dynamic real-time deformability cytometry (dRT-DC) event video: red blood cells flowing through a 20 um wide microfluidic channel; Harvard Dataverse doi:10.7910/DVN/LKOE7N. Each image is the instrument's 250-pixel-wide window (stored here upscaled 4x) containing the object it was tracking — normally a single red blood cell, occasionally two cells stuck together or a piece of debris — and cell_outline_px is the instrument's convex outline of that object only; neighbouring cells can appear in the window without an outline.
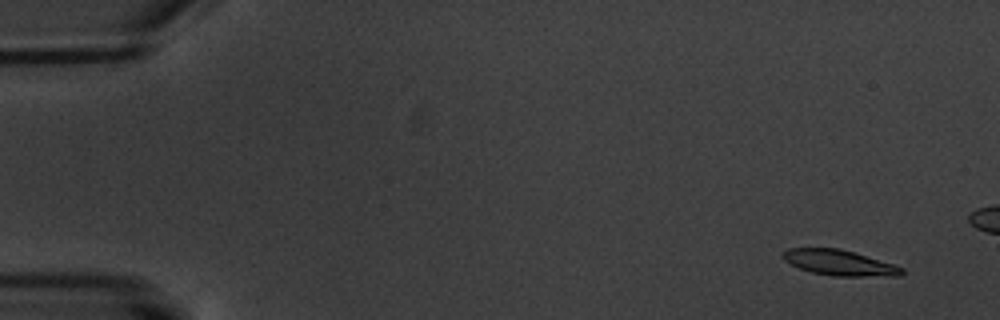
{"species": "common noctule bat (a hibernating species)", "species_latin": "Nyctalus noctula", "temperature_condition": "warm", "stored_images_in_passage": 5, "camera_frame_rate_fps": 3000, "um_per_image_px": 0.085, "animal": {"sex": "male", "body_mass_g": 20.1, "forearm_length_mm": 53.5}, "frame": {"image": 1, "passage_image": 1, "time_ms": 0.0, "image_size_px": [1000, 320], "cell_outline_px": [[904, 272], [900, 276], [832, 276], [812, 272], [800, 268], [784, 260], [784, 252], [788, 248], [840, 248], [892, 264], [904, 268]], "centroid_in_image_um": [71.37, 22.34], "position_along_channel_um": 13.6, "area_um2": 17.4}}